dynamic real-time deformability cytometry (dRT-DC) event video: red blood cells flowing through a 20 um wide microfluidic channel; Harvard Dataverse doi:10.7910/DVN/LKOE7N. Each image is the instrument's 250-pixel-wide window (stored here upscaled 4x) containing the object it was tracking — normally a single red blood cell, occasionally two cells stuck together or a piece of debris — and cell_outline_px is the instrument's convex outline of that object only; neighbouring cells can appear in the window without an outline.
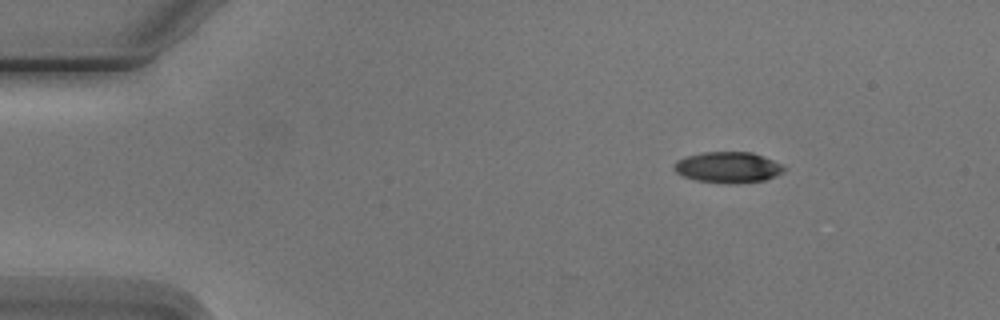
{"species": "Egyptian fruit bat (a non-hibernating species)", "species_latin": "Rousettus aegyptiacus", "temperature_condition": "cold", "stored_images_in_passage": 4, "camera_frame_rate_fps": 3000, "um_per_image_px": 0.085, "animal": {"sex": "male"}, "frame": {"image": 1, "passage_image": 1, "time_ms": 0.0, "image_size_px": [1000, 320], "cell_outline_px": [[784, 172], [764, 180], [736, 184], [724, 184], [696, 180], [684, 176], [676, 172], [676, 160], [688, 156], [704, 152], [752, 152], [764, 156], [780, 164], [784, 168]], "centroid_in_image_um": [61.9, 14.23], "position_along_channel_um": 23.1, "area_um2": 19.65}}
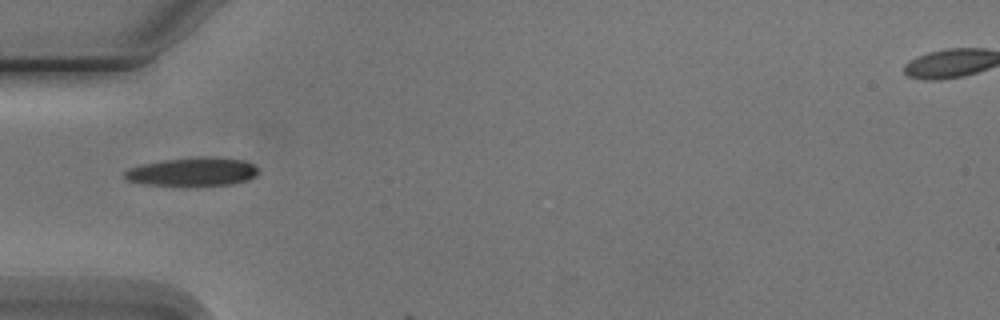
{"frame": {"image": 2, "passage_image": 3, "time_ms": 3.333, "image_size_px": [1000, 320], "cell_outline_px": [[260, 172], [256, 176], [248, 180], [228, 184], [144, 184], [128, 180], [124, 176], [124, 172], [128, 168], [140, 164], [164, 160], [200, 156], [212, 156], [244, 160], [252, 164]], "centroid_in_image_um": [16.38, 14.56], "position_along_channel_um": 68.6, "area_um2": 21.85}}